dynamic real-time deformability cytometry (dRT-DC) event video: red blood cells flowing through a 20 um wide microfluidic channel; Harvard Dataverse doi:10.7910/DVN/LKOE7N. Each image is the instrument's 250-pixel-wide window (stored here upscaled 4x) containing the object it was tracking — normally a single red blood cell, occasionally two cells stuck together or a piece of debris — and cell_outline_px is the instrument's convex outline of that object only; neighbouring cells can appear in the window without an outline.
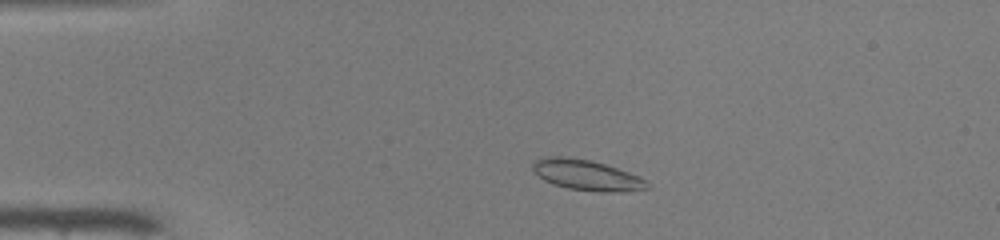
{"species": "common noctule bat (a hibernating species)", "species_latin": "Nyctalus noctula", "temperature_condition": "warm", "stored_images_in_passage": 42, "camera_frame_rate_fps": 3000, "um_per_image_px": 0.085, "animal": {"sex": "male", "body_mass_g": 19.0, "forearm_length_mm": 50.8}, "frame": {"image": 1, "passage_image": 3, "time_ms": 0.667, "image_size_px": [1000, 240], "cell_outline_px": [[652, 188], [620, 192], [600, 192], [568, 188], [552, 184], [544, 180], [532, 172], [532, 160], [548, 156], [560, 156], [592, 160], [640, 176]], "centroid_in_image_um": [49.82, 14.88], "position_along_channel_um": 35.2, "area_um2": 20.52}}
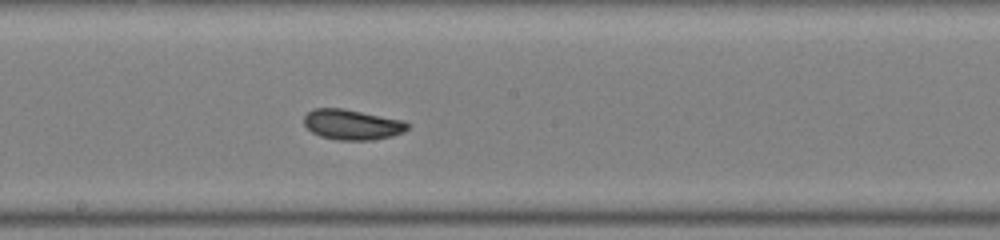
{"frame": {"image": 2, "passage_image": 20, "time_ms": 6.333, "image_size_px": [1000, 240], "cell_outline_px": [[412, 124], [404, 132], [392, 136], [372, 140], [336, 140], [320, 136], [312, 132], [304, 124], [304, 116], [308, 112], [316, 108], [344, 108], [404, 120]], "centroid_in_image_um": [29.97, 10.59], "position_along_channel_um": 218.2, "area_um2": 18.5}}
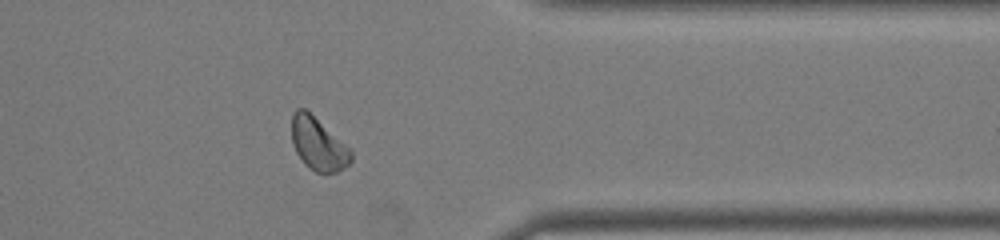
{"frame": {"image": 3, "passage_image": 33, "time_ms": 10.667, "image_size_px": [1000, 240], "cell_outline_px": [[352, 160], [344, 168], [336, 172], [316, 172], [308, 168], [304, 164], [296, 152], [292, 144], [292, 112], [296, 108], [304, 108], [352, 148]], "centroid_in_image_um": [27.05, 12.24], "position_along_channel_um": 384.3, "area_um2": 18.38}, "authors_computed_cell_mechanics": {"area_um2": 18.5538, "velocity_mm_per_s": 4.048, "shape_relaxation_time_tau1_ms": 4.1061, "shape_relaxation_time_tau2_ms": 1.4608, "deformation_change_tau1": 0.0931, "deformation_change_tau2": 0.0474}}